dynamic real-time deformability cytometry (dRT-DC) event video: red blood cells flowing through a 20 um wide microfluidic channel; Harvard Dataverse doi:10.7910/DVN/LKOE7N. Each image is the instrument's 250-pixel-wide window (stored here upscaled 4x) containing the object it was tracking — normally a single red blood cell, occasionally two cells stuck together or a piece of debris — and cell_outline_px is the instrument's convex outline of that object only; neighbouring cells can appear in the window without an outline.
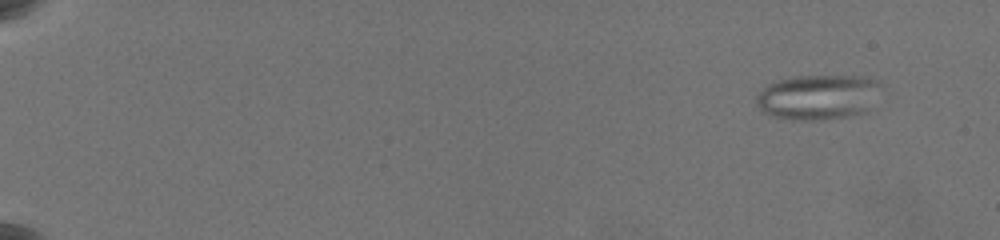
{"species": "common noctule bat (a hibernating species)", "species_latin": "Nyctalus noctula", "temperature_condition": "warm", "stored_images_in_passage": 61, "camera_frame_rate_fps": 3000, "um_per_image_px": 0.085, "animal": {"sex": "female", "body_mass_g": 19.5, "forearm_length_mm": 54.1}, "frame": {"image": 1, "passage_image": 6, "time_ms": 1.667, "image_size_px": [1000, 240], "cell_outline_px": [[884, 84], [868, 112], [848, 116], [816, 120], [792, 120], [772, 116], [764, 112], [756, 104], [756, 96], [768, 84], [776, 80], [796, 76], [864, 76], [880, 80]], "centroid_in_image_um": [69.6, 8.24], "position_along_channel_um": 15.4, "area_um2": 33.23}}
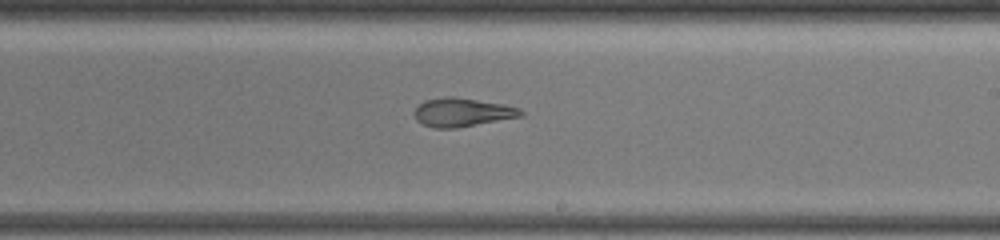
{"frame": {"image": 2, "passage_image": 40, "time_ms": 13.0, "image_size_px": [1000, 240], "cell_outline_px": [[524, 112], [520, 116], [456, 128], [436, 128], [424, 124], [416, 120], [412, 112], [424, 100], [448, 96], [452, 96], [504, 104], [520, 108]], "centroid_in_image_um": [39.25, 9.53], "position_along_channel_um": 249.7, "area_um2": 17.57}}
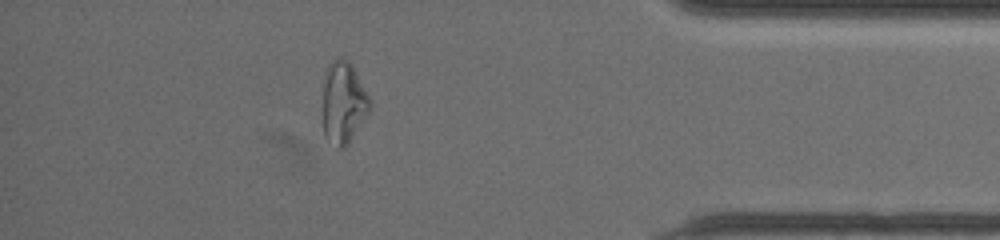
{"frame": {"image": 3, "passage_image": 55, "time_ms": 18.0, "image_size_px": [1000, 240], "cell_outline_px": [[372, 108], [348, 144], [344, 148], [336, 148], [324, 136], [324, 84], [328, 64], [332, 60], [348, 60], [352, 64], [372, 100]], "centroid_in_image_um": [29.24, 8.75], "position_along_channel_um": 406.0, "area_um2": 22.43}, "authors_computed_cell_mechanics": {"area_um2": 24.4494, "velocity_mm_per_s": 3.6739, "shape_relaxation_time_tau1_ms": null, "shape_relaxation_time_tau2_ms": 2.0097, "deformation_change_tau1": null, "deformation_change_tau2": 0.1041}}